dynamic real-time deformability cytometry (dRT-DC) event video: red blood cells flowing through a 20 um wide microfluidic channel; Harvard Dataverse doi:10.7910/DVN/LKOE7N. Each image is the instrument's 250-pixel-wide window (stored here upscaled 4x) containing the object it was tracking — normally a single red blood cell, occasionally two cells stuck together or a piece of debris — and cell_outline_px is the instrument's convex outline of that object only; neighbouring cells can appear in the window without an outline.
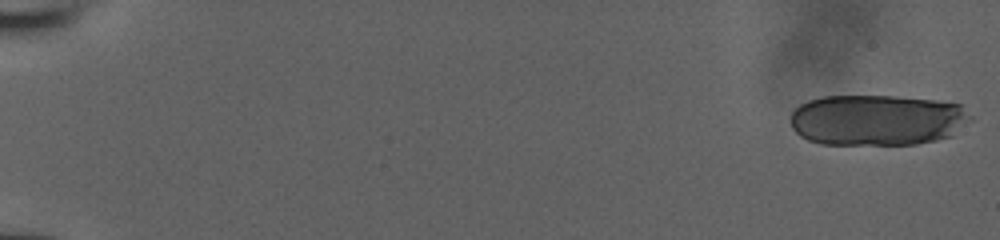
{"species": "human", "species_latin": "Homo sapiens", "temperature_condition": "room temperature", "stored_images_in_passage": 19, "camera_frame_rate_fps": 3000, "um_per_image_px": 0.085, "donor": {"sex": "male"}, "frame": {"image": 1, "passage_image": 1, "time_ms": 0.0, "image_size_px": [1000, 240], "cell_outline_px": [[972, 120], [952, 136], [936, 140], [916, 144], [820, 144], [808, 140], [800, 136], [792, 128], [792, 112], [800, 104], [808, 100], [824, 96], [892, 96], [936, 100], [964, 104], [972, 116]], "centroid_in_image_um": [74.62, 10.2], "position_along_channel_um": 10.4, "area_um2": 53.99}}